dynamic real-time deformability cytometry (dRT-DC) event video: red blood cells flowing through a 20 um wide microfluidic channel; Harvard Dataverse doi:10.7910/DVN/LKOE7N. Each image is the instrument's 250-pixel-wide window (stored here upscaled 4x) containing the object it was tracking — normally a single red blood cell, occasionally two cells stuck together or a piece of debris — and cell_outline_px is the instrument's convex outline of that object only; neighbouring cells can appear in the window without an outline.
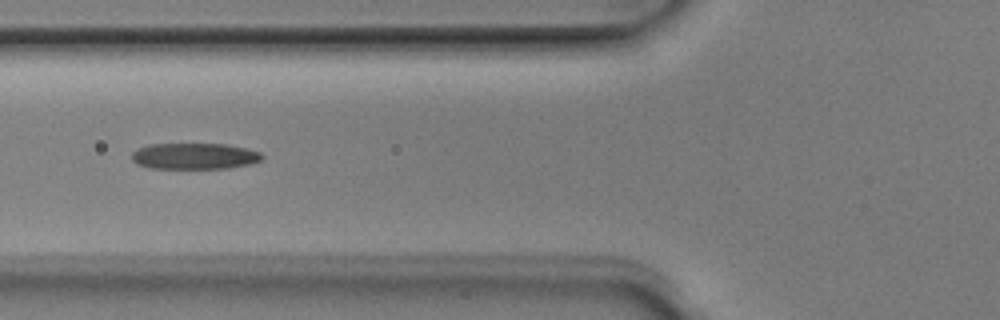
{"species": "Egyptian fruit bat (a non-hibernating species)", "species_latin": "Rousettus aegyptiacus", "temperature_condition": "room temperature", "stored_images_in_passage": 6, "camera_frame_rate_fps": 3000, "um_per_image_px": 0.085, "animal": {"sex": "male"}, "frame": {"image": 1, "passage_image": 6, "time_ms": 1.667, "image_size_px": [1000, 320], "cell_outline_px": [[264, 156], [260, 160], [252, 164], [228, 168], [148, 168], [136, 164], [132, 160], [132, 152], [136, 148], [148, 144], [228, 144], [248, 148], [260, 152]], "centroid_in_image_um": [16.52, 13.26], "position_along_channel_um": 109.3, "area_um2": 20.11}}